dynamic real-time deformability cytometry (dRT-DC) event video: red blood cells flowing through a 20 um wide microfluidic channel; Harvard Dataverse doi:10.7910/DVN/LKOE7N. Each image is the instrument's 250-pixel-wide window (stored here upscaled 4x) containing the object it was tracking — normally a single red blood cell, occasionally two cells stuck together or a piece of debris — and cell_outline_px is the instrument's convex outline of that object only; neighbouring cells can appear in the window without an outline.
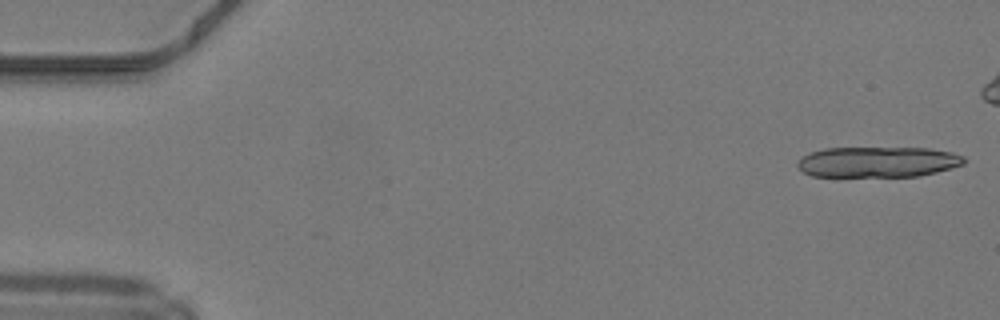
{"species": "common noctule bat (a hibernating species)", "species_latin": "Nyctalus noctula", "temperature_condition": "warm", "stored_images_in_passage": 13, "camera_frame_rate_fps": 3000, "um_per_image_px": 0.085, "animal": {"sex": "male", "body_mass_g": 19.2, "forearm_length_mm": 51.8}, "frame": {"image": 1, "passage_image": 1, "time_ms": 0.0, "image_size_px": [1000, 320], "cell_outline_px": [[964, 164], [936, 172], [920, 176], [812, 176], [804, 172], [796, 164], [800, 156], [808, 152], [824, 148], [928, 148], [952, 152], [964, 156]], "centroid_in_image_um": [74.58, 13.76], "position_along_channel_um": 10.4, "area_um2": 29.77}}